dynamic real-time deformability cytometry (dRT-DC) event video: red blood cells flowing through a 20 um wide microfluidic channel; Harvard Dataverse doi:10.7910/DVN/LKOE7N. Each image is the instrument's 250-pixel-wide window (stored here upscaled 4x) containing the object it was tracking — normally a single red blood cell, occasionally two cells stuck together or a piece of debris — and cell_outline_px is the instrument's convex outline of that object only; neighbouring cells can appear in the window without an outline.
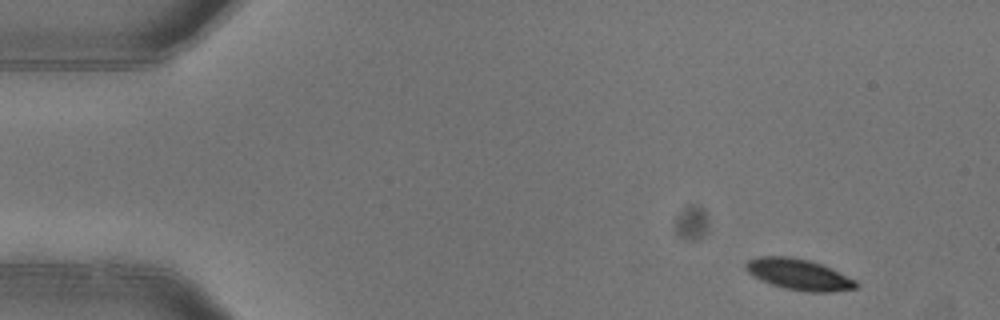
{"species": "common noctule bat (a hibernating species)", "species_latin": "Nyctalus noctula", "temperature_condition": "warm", "stored_images_in_passage": 4, "camera_frame_rate_fps": 3000, "um_per_image_px": 0.085, "animal": {"sex": "female"}, "frame": {"image": 1, "passage_image": 1, "time_ms": 0.0, "image_size_px": [1000, 320], "cell_outline_px": [[856, 288], [832, 292], [808, 292], [784, 288], [772, 284], [748, 272], [744, 268], [744, 264], [748, 260], [760, 256], [792, 256], [808, 260], [820, 264], [856, 280]], "centroid_in_image_um": [67.88, 23.32], "position_along_channel_um": 17.1, "area_um2": 19.59}}
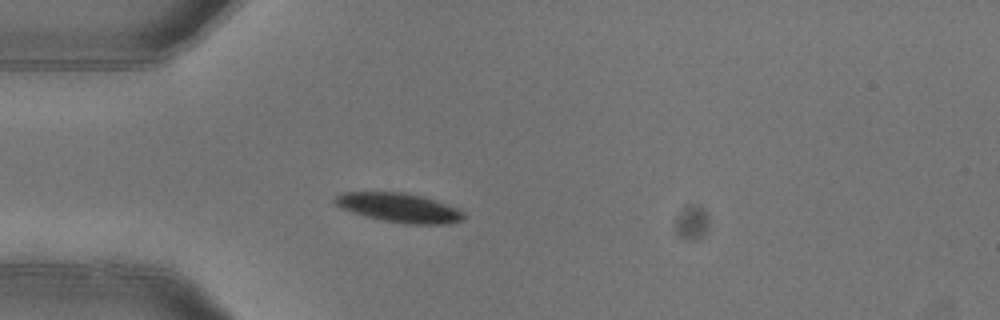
{"frame": {"image": 2, "passage_image": 4, "time_ms": 1.0, "image_size_px": [1000, 320], "cell_outline_px": [[464, 216], [460, 220], [448, 224], [404, 224], [380, 220], [364, 216], [340, 208], [332, 200], [332, 196], [344, 192], [404, 192], [424, 196], [436, 200], [456, 208], [464, 212]], "centroid_in_image_um": [33.87, 17.65], "position_along_channel_um": 51.1, "area_um2": 22.14}}